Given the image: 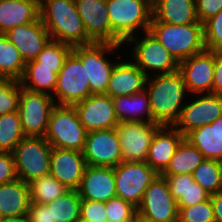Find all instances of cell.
<instances>
[{
    "instance_id": "1",
    "label": "cell",
    "mask_w": 222,
    "mask_h": 222,
    "mask_svg": "<svg viewBox=\"0 0 222 222\" xmlns=\"http://www.w3.org/2000/svg\"><path fill=\"white\" fill-rule=\"evenodd\" d=\"M145 90L149 96L153 123L173 126L179 119L188 98L182 73L157 74L147 78Z\"/></svg>"
},
{
    "instance_id": "2",
    "label": "cell",
    "mask_w": 222,
    "mask_h": 222,
    "mask_svg": "<svg viewBox=\"0 0 222 222\" xmlns=\"http://www.w3.org/2000/svg\"><path fill=\"white\" fill-rule=\"evenodd\" d=\"M39 10L52 40L72 47L94 43L85 31L75 0H41Z\"/></svg>"
},
{
    "instance_id": "3",
    "label": "cell",
    "mask_w": 222,
    "mask_h": 222,
    "mask_svg": "<svg viewBox=\"0 0 222 222\" xmlns=\"http://www.w3.org/2000/svg\"><path fill=\"white\" fill-rule=\"evenodd\" d=\"M106 2L112 44L124 45L129 38L139 36V31L148 32L152 19L150 0H106Z\"/></svg>"
},
{
    "instance_id": "4",
    "label": "cell",
    "mask_w": 222,
    "mask_h": 222,
    "mask_svg": "<svg viewBox=\"0 0 222 222\" xmlns=\"http://www.w3.org/2000/svg\"><path fill=\"white\" fill-rule=\"evenodd\" d=\"M178 63L206 49L203 24L151 22L148 30Z\"/></svg>"
},
{
    "instance_id": "5",
    "label": "cell",
    "mask_w": 222,
    "mask_h": 222,
    "mask_svg": "<svg viewBox=\"0 0 222 222\" xmlns=\"http://www.w3.org/2000/svg\"><path fill=\"white\" fill-rule=\"evenodd\" d=\"M86 136L74 106L56 104L44 136L51 147L83 152Z\"/></svg>"
},
{
    "instance_id": "6",
    "label": "cell",
    "mask_w": 222,
    "mask_h": 222,
    "mask_svg": "<svg viewBox=\"0 0 222 222\" xmlns=\"http://www.w3.org/2000/svg\"><path fill=\"white\" fill-rule=\"evenodd\" d=\"M123 45L112 43H92L73 47L72 51L85 66L86 77L92 94H106L108 82L115 64L118 61L108 57L120 50ZM120 48V49H119ZM108 55V56H107Z\"/></svg>"
},
{
    "instance_id": "7",
    "label": "cell",
    "mask_w": 222,
    "mask_h": 222,
    "mask_svg": "<svg viewBox=\"0 0 222 222\" xmlns=\"http://www.w3.org/2000/svg\"><path fill=\"white\" fill-rule=\"evenodd\" d=\"M51 151L45 137H24L12 151L17 178L29 184L36 178L49 175Z\"/></svg>"
},
{
    "instance_id": "8",
    "label": "cell",
    "mask_w": 222,
    "mask_h": 222,
    "mask_svg": "<svg viewBox=\"0 0 222 222\" xmlns=\"http://www.w3.org/2000/svg\"><path fill=\"white\" fill-rule=\"evenodd\" d=\"M142 35L144 37L135 35L124 44L128 47V44H133L131 59L148 77L179 70V63L176 59L149 31Z\"/></svg>"
},
{
    "instance_id": "9",
    "label": "cell",
    "mask_w": 222,
    "mask_h": 222,
    "mask_svg": "<svg viewBox=\"0 0 222 222\" xmlns=\"http://www.w3.org/2000/svg\"><path fill=\"white\" fill-rule=\"evenodd\" d=\"M90 95H92V92L86 77L85 66H83L80 58L71 51L58 73L52 96L54 102L57 105L73 106Z\"/></svg>"
},
{
    "instance_id": "10",
    "label": "cell",
    "mask_w": 222,
    "mask_h": 222,
    "mask_svg": "<svg viewBox=\"0 0 222 222\" xmlns=\"http://www.w3.org/2000/svg\"><path fill=\"white\" fill-rule=\"evenodd\" d=\"M55 105L52 96L20 87L17 111L25 136H45Z\"/></svg>"
},
{
    "instance_id": "11",
    "label": "cell",
    "mask_w": 222,
    "mask_h": 222,
    "mask_svg": "<svg viewBox=\"0 0 222 222\" xmlns=\"http://www.w3.org/2000/svg\"><path fill=\"white\" fill-rule=\"evenodd\" d=\"M113 169L116 197L138 208L145 190L158 174L146 162L122 161Z\"/></svg>"
},
{
    "instance_id": "12",
    "label": "cell",
    "mask_w": 222,
    "mask_h": 222,
    "mask_svg": "<svg viewBox=\"0 0 222 222\" xmlns=\"http://www.w3.org/2000/svg\"><path fill=\"white\" fill-rule=\"evenodd\" d=\"M178 211L165 177L158 174L145 190L137 213L155 222H178Z\"/></svg>"
},
{
    "instance_id": "13",
    "label": "cell",
    "mask_w": 222,
    "mask_h": 222,
    "mask_svg": "<svg viewBox=\"0 0 222 222\" xmlns=\"http://www.w3.org/2000/svg\"><path fill=\"white\" fill-rule=\"evenodd\" d=\"M193 96L194 99L186 101L179 119L173 125L185 137L191 131L212 123L222 115V95L193 94L190 98Z\"/></svg>"
},
{
    "instance_id": "14",
    "label": "cell",
    "mask_w": 222,
    "mask_h": 222,
    "mask_svg": "<svg viewBox=\"0 0 222 222\" xmlns=\"http://www.w3.org/2000/svg\"><path fill=\"white\" fill-rule=\"evenodd\" d=\"M160 126L159 123L144 121L119 122L115 128L122 161L146 162L152 137Z\"/></svg>"
},
{
    "instance_id": "15",
    "label": "cell",
    "mask_w": 222,
    "mask_h": 222,
    "mask_svg": "<svg viewBox=\"0 0 222 222\" xmlns=\"http://www.w3.org/2000/svg\"><path fill=\"white\" fill-rule=\"evenodd\" d=\"M83 157L87 165L116 167L122 162V152L116 128L87 132Z\"/></svg>"
},
{
    "instance_id": "16",
    "label": "cell",
    "mask_w": 222,
    "mask_h": 222,
    "mask_svg": "<svg viewBox=\"0 0 222 222\" xmlns=\"http://www.w3.org/2000/svg\"><path fill=\"white\" fill-rule=\"evenodd\" d=\"M215 51L205 49L202 52L179 63L188 96L191 94H212L214 80Z\"/></svg>"
},
{
    "instance_id": "17",
    "label": "cell",
    "mask_w": 222,
    "mask_h": 222,
    "mask_svg": "<svg viewBox=\"0 0 222 222\" xmlns=\"http://www.w3.org/2000/svg\"><path fill=\"white\" fill-rule=\"evenodd\" d=\"M79 121L87 132L115 128L119 121L113 105V98L107 94H92L73 105Z\"/></svg>"
},
{
    "instance_id": "18",
    "label": "cell",
    "mask_w": 222,
    "mask_h": 222,
    "mask_svg": "<svg viewBox=\"0 0 222 222\" xmlns=\"http://www.w3.org/2000/svg\"><path fill=\"white\" fill-rule=\"evenodd\" d=\"M87 163L83 152L52 148L50 175L55 177L68 190H77L84 175Z\"/></svg>"
},
{
    "instance_id": "19",
    "label": "cell",
    "mask_w": 222,
    "mask_h": 222,
    "mask_svg": "<svg viewBox=\"0 0 222 222\" xmlns=\"http://www.w3.org/2000/svg\"><path fill=\"white\" fill-rule=\"evenodd\" d=\"M5 35L19 50L25 63L34 60L51 40V36L40 17L29 24L11 28Z\"/></svg>"
},
{
    "instance_id": "20",
    "label": "cell",
    "mask_w": 222,
    "mask_h": 222,
    "mask_svg": "<svg viewBox=\"0 0 222 222\" xmlns=\"http://www.w3.org/2000/svg\"><path fill=\"white\" fill-rule=\"evenodd\" d=\"M88 37L95 43H111L106 0H75Z\"/></svg>"
},
{
    "instance_id": "21",
    "label": "cell",
    "mask_w": 222,
    "mask_h": 222,
    "mask_svg": "<svg viewBox=\"0 0 222 222\" xmlns=\"http://www.w3.org/2000/svg\"><path fill=\"white\" fill-rule=\"evenodd\" d=\"M77 192L82 200L106 202L116 197L113 167L87 165Z\"/></svg>"
},
{
    "instance_id": "22",
    "label": "cell",
    "mask_w": 222,
    "mask_h": 222,
    "mask_svg": "<svg viewBox=\"0 0 222 222\" xmlns=\"http://www.w3.org/2000/svg\"><path fill=\"white\" fill-rule=\"evenodd\" d=\"M147 78L132 60H118L111 73L106 94L114 98L142 92L145 90Z\"/></svg>"
},
{
    "instance_id": "23",
    "label": "cell",
    "mask_w": 222,
    "mask_h": 222,
    "mask_svg": "<svg viewBox=\"0 0 222 222\" xmlns=\"http://www.w3.org/2000/svg\"><path fill=\"white\" fill-rule=\"evenodd\" d=\"M184 138L174 126H160L152 137L146 163L160 175Z\"/></svg>"
},
{
    "instance_id": "24",
    "label": "cell",
    "mask_w": 222,
    "mask_h": 222,
    "mask_svg": "<svg viewBox=\"0 0 222 222\" xmlns=\"http://www.w3.org/2000/svg\"><path fill=\"white\" fill-rule=\"evenodd\" d=\"M151 22L203 24L196 14V0H153Z\"/></svg>"
},
{
    "instance_id": "25",
    "label": "cell",
    "mask_w": 222,
    "mask_h": 222,
    "mask_svg": "<svg viewBox=\"0 0 222 222\" xmlns=\"http://www.w3.org/2000/svg\"><path fill=\"white\" fill-rule=\"evenodd\" d=\"M40 17L38 0H0V33Z\"/></svg>"
},
{
    "instance_id": "26",
    "label": "cell",
    "mask_w": 222,
    "mask_h": 222,
    "mask_svg": "<svg viewBox=\"0 0 222 222\" xmlns=\"http://www.w3.org/2000/svg\"><path fill=\"white\" fill-rule=\"evenodd\" d=\"M30 205L28 183L17 178L0 185V217H27Z\"/></svg>"
},
{
    "instance_id": "27",
    "label": "cell",
    "mask_w": 222,
    "mask_h": 222,
    "mask_svg": "<svg viewBox=\"0 0 222 222\" xmlns=\"http://www.w3.org/2000/svg\"><path fill=\"white\" fill-rule=\"evenodd\" d=\"M113 105L119 122H153L149 96L146 90L133 95L114 97Z\"/></svg>"
},
{
    "instance_id": "28",
    "label": "cell",
    "mask_w": 222,
    "mask_h": 222,
    "mask_svg": "<svg viewBox=\"0 0 222 222\" xmlns=\"http://www.w3.org/2000/svg\"><path fill=\"white\" fill-rule=\"evenodd\" d=\"M162 176L165 177L178 208L196 205L210 198V194L194 181L192 174Z\"/></svg>"
},
{
    "instance_id": "29",
    "label": "cell",
    "mask_w": 222,
    "mask_h": 222,
    "mask_svg": "<svg viewBox=\"0 0 222 222\" xmlns=\"http://www.w3.org/2000/svg\"><path fill=\"white\" fill-rule=\"evenodd\" d=\"M185 138L203 154L205 159L218 160L222 157L218 118L210 124L191 131Z\"/></svg>"
},
{
    "instance_id": "30",
    "label": "cell",
    "mask_w": 222,
    "mask_h": 222,
    "mask_svg": "<svg viewBox=\"0 0 222 222\" xmlns=\"http://www.w3.org/2000/svg\"><path fill=\"white\" fill-rule=\"evenodd\" d=\"M205 160L203 154L186 138L179 144L166 169L160 175L192 174Z\"/></svg>"
},
{
    "instance_id": "31",
    "label": "cell",
    "mask_w": 222,
    "mask_h": 222,
    "mask_svg": "<svg viewBox=\"0 0 222 222\" xmlns=\"http://www.w3.org/2000/svg\"><path fill=\"white\" fill-rule=\"evenodd\" d=\"M73 47L56 40H50L34 60L26 63L25 68L62 69L64 61Z\"/></svg>"
},
{
    "instance_id": "32",
    "label": "cell",
    "mask_w": 222,
    "mask_h": 222,
    "mask_svg": "<svg viewBox=\"0 0 222 222\" xmlns=\"http://www.w3.org/2000/svg\"><path fill=\"white\" fill-rule=\"evenodd\" d=\"M25 61L19 50L0 33V78L20 80L25 70Z\"/></svg>"
},
{
    "instance_id": "33",
    "label": "cell",
    "mask_w": 222,
    "mask_h": 222,
    "mask_svg": "<svg viewBox=\"0 0 222 222\" xmlns=\"http://www.w3.org/2000/svg\"><path fill=\"white\" fill-rule=\"evenodd\" d=\"M82 199L77 190H68L56 200L45 204L51 208L52 222H79Z\"/></svg>"
},
{
    "instance_id": "34",
    "label": "cell",
    "mask_w": 222,
    "mask_h": 222,
    "mask_svg": "<svg viewBox=\"0 0 222 222\" xmlns=\"http://www.w3.org/2000/svg\"><path fill=\"white\" fill-rule=\"evenodd\" d=\"M58 73L55 69L25 68L22 78L19 80L21 87L35 92L53 96Z\"/></svg>"
},
{
    "instance_id": "35",
    "label": "cell",
    "mask_w": 222,
    "mask_h": 222,
    "mask_svg": "<svg viewBox=\"0 0 222 222\" xmlns=\"http://www.w3.org/2000/svg\"><path fill=\"white\" fill-rule=\"evenodd\" d=\"M31 203L48 204L65 194L68 189L52 175L36 178L29 183Z\"/></svg>"
},
{
    "instance_id": "36",
    "label": "cell",
    "mask_w": 222,
    "mask_h": 222,
    "mask_svg": "<svg viewBox=\"0 0 222 222\" xmlns=\"http://www.w3.org/2000/svg\"><path fill=\"white\" fill-rule=\"evenodd\" d=\"M24 137L18 111L0 115V152H12Z\"/></svg>"
},
{
    "instance_id": "37",
    "label": "cell",
    "mask_w": 222,
    "mask_h": 222,
    "mask_svg": "<svg viewBox=\"0 0 222 222\" xmlns=\"http://www.w3.org/2000/svg\"><path fill=\"white\" fill-rule=\"evenodd\" d=\"M193 179L210 195L222 192L216 160L205 159L192 173Z\"/></svg>"
},
{
    "instance_id": "38",
    "label": "cell",
    "mask_w": 222,
    "mask_h": 222,
    "mask_svg": "<svg viewBox=\"0 0 222 222\" xmlns=\"http://www.w3.org/2000/svg\"><path fill=\"white\" fill-rule=\"evenodd\" d=\"M20 87L18 80L0 78V115L18 110Z\"/></svg>"
},
{
    "instance_id": "39",
    "label": "cell",
    "mask_w": 222,
    "mask_h": 222,
    "mask_svg": "<svg viewBox=\"0 0 222 222\" xmlns=\"http://www.w3.org/2000/svg\"><path fill=\"white\" fill-rule=\"evenodd\" d=\"M104 203L107 222L133 221L137 213V208L135 206L119 197L111 198Z\"/></svg>"
},
{
    "instance_id": "40",
    "label": "cell",
    "mask_w": 222,
    "mask_h": 222,
    "mask_svg": "<svg viewBox=\"0 0 222 222\" xmlns=\"http://www.w3.org/2000/svg\"><path fill=\"white\" fill-rule=\"evenodd\" d=\"M178 210V222H215L210 198Z\"/></svg>"
},
{
    "instance_id": "41",
    "label": "cell",
    "mask_w": 222,
    "mask_h": 222,
    "mask_svg": "<svg viewBox=\"0 0 222 222\" xmlns=\"http://www.w3.org/2000/svg\"><path fill=\"white\" fill-rule=\"evenodd\" d=\"M207 50L222 52V9L203 23Z\"/></svg>"
},
{
    "instance_id": "42",
    "label": "cell",
    "mask_w": 222,
    "mask_h": 222,
    "mask_svg": "<svg viewBox=\"0 0 222 222\" xmlns=\"http://www.w3.org/2000/svg\"><path fill=\"white\" fill-rule=\"evenodd\" d=\"M80 221L107 222L105 203L102 201L82 200Z\"/></svg>"
},
{
    "instance_id": "43",
    "label": "cell",
    "mask_w": 222,
    "mask_h": 222,
    "mask_svg": "<svg viewBox=\"0 0 222 222\" xmlns=\"http://www.w3.org/2000/svg\"><path fill=\"white\" fill-rule=\"evenodd\" d=\"M17 179L12 152H0V185Z\"/></svg>"
},
{
    "instance_id": "44",
    "label": "cell",
    "mask_w": 222,
    "mask_h": 222,
    "mask_svg": "<svg viewBox=\"0 0 222 222\" xmlns=\"http://www.w3.org/2000/svg\"><path fill=\"white\" fill-rule=\"evenodd\" d=\"M221 9L222 0H196V14L200 23H204Z\"/></svg>"
},
{
    "instance_id": "45",
    "label": "cell",
    "mask_w": 222,
    "mask_h": 222,
    "mask_svg": "<svg viewBox=\"0 0 222 222\" xmlns=\"http://www.w3.org/2000/svg\"><path fill=\"white\" fill-rule=\"evenodd\" d=\"M28 222H52L51 208L45 204L31 203L27 212Z\"/></svg>"
},
{
    "instance_id": "46",
    "label": "cell",
    "mask_w": 222,
    "mask_h": 222,
    "mask_svg": "<svg viewBox=\"0 0 222 222\" xmlns=\"http://www.w3.org/2000/svg\"><path fill=\"white\" fill-rule=\"evenodd\" d=\"M212 94L222 95V52H215L214 80Z\"/></svg>"
},
{
    "instance_id": "47",
    "label": "cell",
    "mask_w": 222,
    "mask_h": 222,
    "mask_svg": "<svg viewBox=\"0 0 222 222\" xmlns=\"http://www.w3.org/2000/svg\"><path fill=\"white\" fill-rule=\"evenodd\" d=\"M210 200L215 222H222V192L211 194Z\"/></svg>"
},
{
    "instance_id": "48",
    "label": "cell",
    "mask_w": 222,
    "mask_h": 222,
    "mask_svg": "<svg viewBox=\"0 0 222 222\" xmlns=\"http://www.w3.org/2000/svg\"><path fill=\"white\" fill-rule=\"evenodd\" d=\"M0 222H28L27 217H0Z\"/></svg>"
},
{
    "instance_id": "49",
    "label": "cell",
    "mask_w": 222,
    "mask_h": 222,
    "mask_svg": "<svg viewBox=\"0 0 222 222\" xmlns=\"http://www.w3.org/2000/svg\"><path fill=\"white\" fill-rule=\"evenodd\" d=\"M133 222H155V221L147 219L144 216L136 213V215L134 216Z\"/></svg>"
},
{
    "instance_id": "50",
    "label": "cell",
    "mask_w": 222,
    "mask_h": 222,
    "mask_svg": "<svg viewBox=\"0 0 222 222\" xmlns=\"http://www.w3.org/2000/svg\"><path fill=\"white\" fill-rule=\"evenodd\" d=\"M216 162H217V165H218L220 180L222 182V157H220L218 160H216Z\"/></svg>"
},
{
    "instance_id": "51",
    "label": "cell",
    "mask_w": 222,
    "mask_h": 222,
    "mask_svg": "<svg viewBox=\"0 0 222 222\" xmlns=\"http://www.w3.org/2000/svg\"><path fill=\"white\" fill-rule=\"evenodd\" d=\"M218 133L222 139V115L218 118Z\"/></svg>"
}]
</instances>
